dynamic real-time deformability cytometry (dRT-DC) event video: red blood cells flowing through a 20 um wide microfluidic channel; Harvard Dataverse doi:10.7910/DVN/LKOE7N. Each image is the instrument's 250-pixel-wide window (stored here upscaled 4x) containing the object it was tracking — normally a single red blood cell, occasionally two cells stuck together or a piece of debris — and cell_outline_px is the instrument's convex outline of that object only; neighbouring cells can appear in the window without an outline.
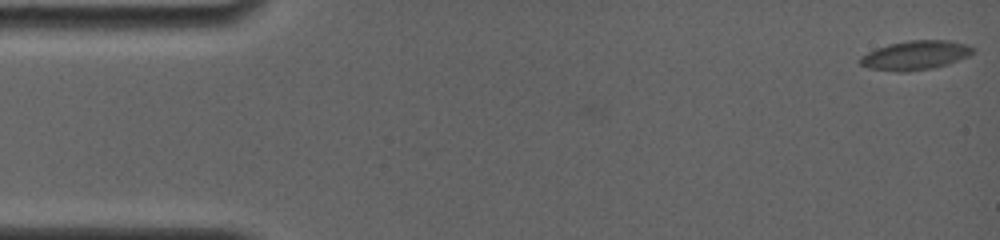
{"species": "common noctule bat (a hibernating species)", "species_latin": "Nyctalus noctula", "temperature_condition": "room temperature", "stored_images_in_passage": 5, "camera_frame_rate_fps": 4000, "um_per_image_px": 0.085, "animal": {"sex": "female", "body_mass_g": 19.0, "forearm_length_mm": 56.7}, "frame": {"image": 1, "passage_image": 1, "time_ms": 0.0, "image_size_px": [1000, 240], "cell_outline_px": [[976, 48], [968, 56], [948, 64], [932, 68], [904, 72], [896, 72], [868, 68], [860, 64], [860, 56], [876, 48], [888, 44], [908, 40], [948, 40], [964, 44]], "centroid_in_image_um": [77.78, 4.7], "position_along_channel_um": 7.2, "area_um2": 19.13}}